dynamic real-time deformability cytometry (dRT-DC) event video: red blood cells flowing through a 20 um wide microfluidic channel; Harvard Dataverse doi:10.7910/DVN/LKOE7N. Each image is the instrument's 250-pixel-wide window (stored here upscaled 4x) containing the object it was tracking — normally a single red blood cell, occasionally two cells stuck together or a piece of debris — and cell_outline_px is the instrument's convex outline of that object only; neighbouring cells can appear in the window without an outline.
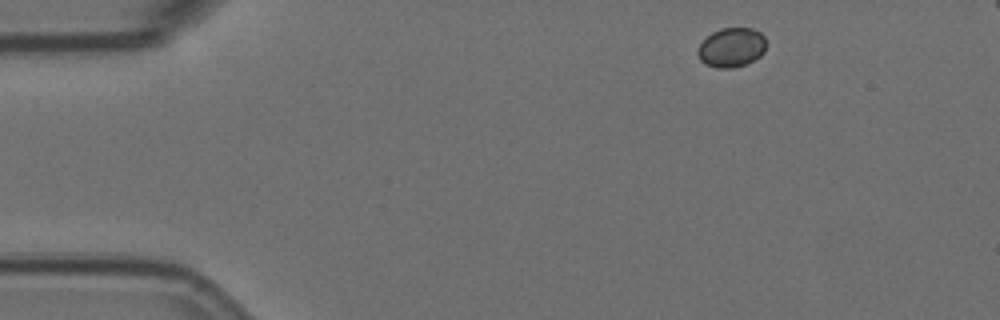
{"species": "Egyptian fruit bat (a non-hibernating species)", "species_latin": "Rousettus aegyptiacus", "temperature_condition": "room temperature", "stored_images_in_passage": 4, "segment_of_instrument_passage": [1, 2], "camera_frame_rate_fps": 3000, "um_per_image_px": 0.085, "animal": {"sex": "female"}, "frame": {"image": 1, "passage_image": 1, "time_ms": 0.0, "image_size_px": [1000, 320], "cell_outline_px": [[764, 52], [760, 56], [744, 64], [732, 68], [716, 68], [704, 64], [700, 60], [696, 52], [700, 44], [712, 32], [720, 28], [752, 28], [760, 32], [764, 36]], "centroid_in_image_um": [62.14, 4.03], "position_along_channel_um": 22.9, "area_um2": 15.61}}